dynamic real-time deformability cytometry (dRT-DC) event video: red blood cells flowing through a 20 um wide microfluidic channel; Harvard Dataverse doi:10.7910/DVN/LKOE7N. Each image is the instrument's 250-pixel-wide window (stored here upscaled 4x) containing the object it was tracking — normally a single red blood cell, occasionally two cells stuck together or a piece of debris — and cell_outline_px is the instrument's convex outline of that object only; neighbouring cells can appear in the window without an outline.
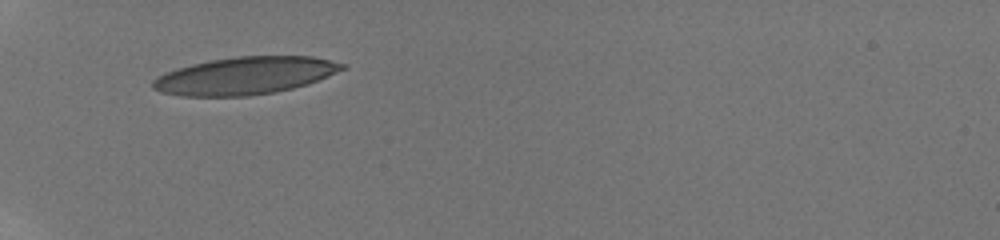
{"species": "human", "species_latin": "Homo sapiens", "temperature_condition": "room temperature", "stored_images_in_passage": 51, "camera_frame_rate_fps": 3000, "um_per_image_px": 0.085, "donor": {"sex": "male"}, "frame": {"image": 1, "passage_image": 1, "time_ms": 0.0, "image_size_px": [1000, 240], "cell_outline_px": [[344, 68], [308, 84], [276, 92], [248, 96], [180, 96], [160, 92], [152, 88], [152, 80], [168, 72], [192, 64], [212, 60], [236, 56], [312, 56], [344, 64]], "centroid_in_image_um": [20.8, 6.44], "position_along_channel_um": 64.2, "area_um2": 40.86}}
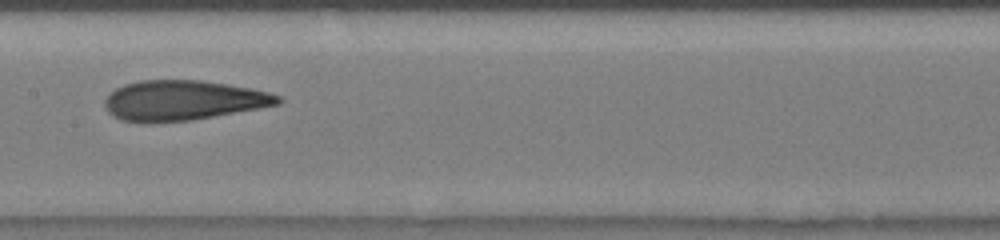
{"frame": {"image": 2, "passage_image": 19, "time_ms": 3.667, "image_size_px": [1000, 240], "cell_outline_px": [[284, 100], [280, 104], [260, 108], [192, 120], [144, 124], [140, 124], [120, 120], [112, 116], [108, 112], [104, 104], [104, 100], [116, 88], [124, 84], [140, 80], [200, 80], [228, 84], [252, 88], [268, 92], [280, 96]], "centroid_in_image_um": [15.54, 8.55], "position_along_channel_um": 191.9, "area_um2": 40.86}}
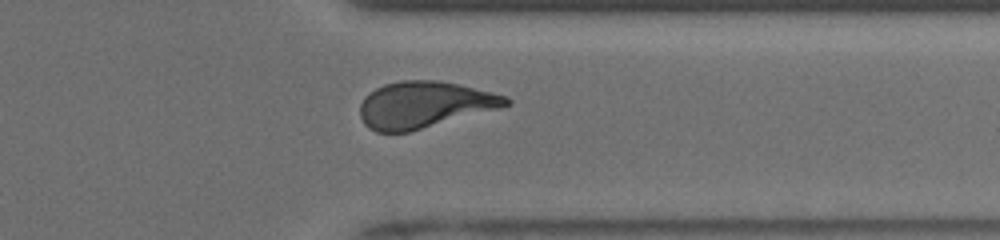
{"frame": {"image": 3, "passage_image": 39, "time_ms": 8.333, "image_size_px": [1000, 240], "cell_outline_px": [[512, 104], [500, 108], [408, 132], [376, 132], [368, 128], [364, 124], [360, 116], [360, 104], [376, 88], [384, 84], [400, 80], [436, 80], [460, 84], [508, 96], [512, 100]], "centroid_in_image_um": [36.1, 8.9], "position_along_channel_um": 375.3, "area_um2": 39.48}, "authors_computed_cell_mechanics": {"area_um2": 40.1132, "velocity_mm_per_s": 3.9431, "shape_relaxation_time_tau1_ms": 6.5522, "shape_relaxation_time_tau2_ms": 1.3481, "deformation_change_tau1": 0.2129, "deformation_change_tau2": 0.0946}}